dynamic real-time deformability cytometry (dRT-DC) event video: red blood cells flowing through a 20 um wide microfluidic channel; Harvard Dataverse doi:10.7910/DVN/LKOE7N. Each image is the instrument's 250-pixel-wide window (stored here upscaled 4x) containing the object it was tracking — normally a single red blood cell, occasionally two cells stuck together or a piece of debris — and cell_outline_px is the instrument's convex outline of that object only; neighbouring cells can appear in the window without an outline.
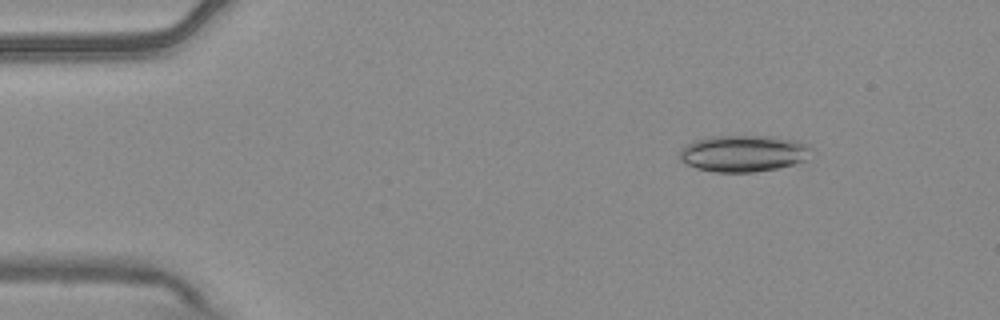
{"species": "common noctule bat (a hibernating species)", "species_latin": "Nyctalus noctula", "temperature_condition": "warm", "stored_images_in_passage": 4, "camera_frame_rate_fps": 3000, "um_per_image_px": 0.085, "animal": {"sex": "male", "body_mass_g": 20.4}, "frame": {"image": 1, "passage_image": 2, "time_ms": 0.333, "image_size_px": [1000, 320], "cell_outline_px": [[812, 148], [804, 160], [792, 164], [776, 168], [756, 172], [716, 172], [696, 168], [680, 160], [676, 156], [680, 148], [696, 140], [708, 136], [776, 136], [796, 140], [808, 144]], "centroid_in_image_um": [63.15, 13.03], "position_along_channel_um": 21.8, "area_um2": 28.21}}